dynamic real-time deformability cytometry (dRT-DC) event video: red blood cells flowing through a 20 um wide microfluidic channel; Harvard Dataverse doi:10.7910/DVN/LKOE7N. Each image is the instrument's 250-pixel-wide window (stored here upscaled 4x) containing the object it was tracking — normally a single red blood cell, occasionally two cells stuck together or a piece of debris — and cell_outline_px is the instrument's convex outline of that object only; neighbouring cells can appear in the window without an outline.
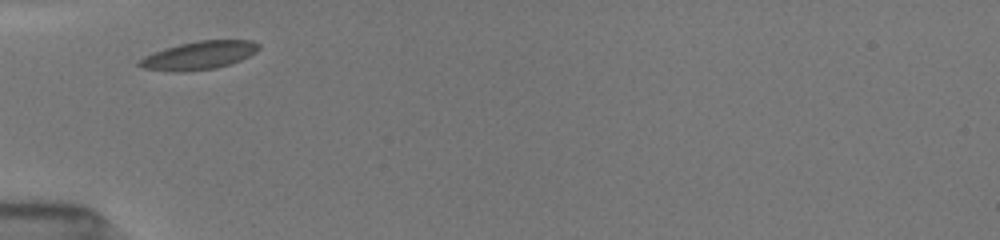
{"species": "common noctule bat (a hibernating species)", "species_latin": "Nyctalus noctula", "temperature_condition": "room temperature", "stored_images_in_passage": 34, "camera_frame_rate_fps": 3000, "um_per_image_px": 0.085, "animal": {"sex": "female", "body_mass_g": 19.5, "forearm_length_mm": 54.1}, "frame": {"image": 1, "passage_image": 1, "time_ms": 0.0, "image_size_px": [1000, 240], "cell_outline_px": [[260, 48], [256, 52], [240, 60], [216, 68], [188, 72], [176, 72], [144, 68], [136, 64], [136, 60], [144, 56], [164, 48], [180, 44], [200, 40], [252, 40], [260, 44]], "centroid_in_image_um": [16.89, 4.71], "position_along_channel_um": 68.1, "area_um2": 19.71}}
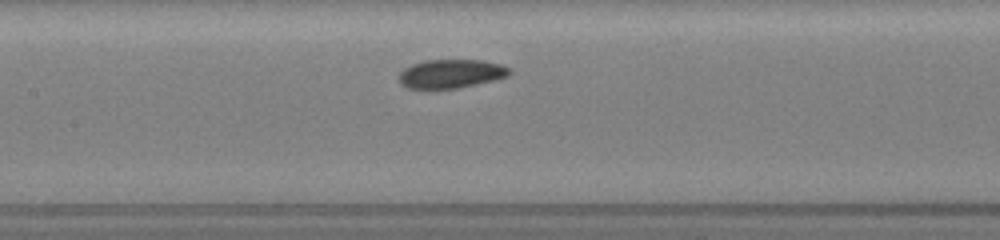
{"frame": {"image": 2, "passage_image": 11, "time_ms": 2.667, "image_size_px": [1000, 240], "cell_outline_px": [[512, 72], [508, 76], [460, 88], [432, 92], [408, 88], [400, 84], [400, 72], [404, 68], [412, 64], [424, 60], [480, 60], [500, 64], [508, 68]], "centroid_in_image_um": [38.26, 6.31], "position_along_channel_um": 169.1, "area_um2": 19.07}}
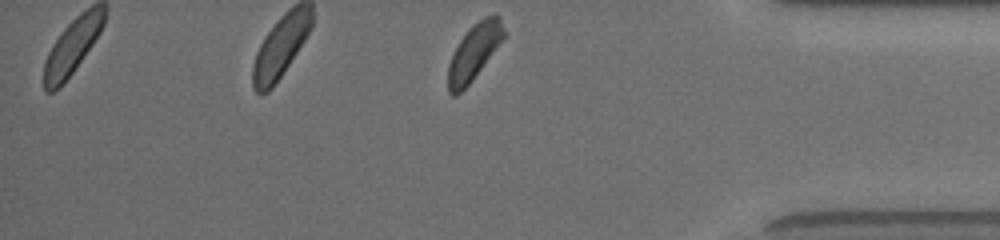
{"frame": {"image": 3, "passage_image": 34, "time_ms": 9.0, "image_size_px": [1000, 240], "cell_outline_px": [[504, 36], [472, 80], [456, 96], [452, 96], [448, 92], [448, 64], [460, 40], [468, 28], [476, 20], [484, 16], [496, 12], [500, 16], [504, 32]], "centroid_in_image_um": [40.27, 4.37], "position_along_channel_um": 394.9, "area_um2": 17.86}, "authors_computed_cell_mechanics": {"area_um2": 18.8717, "velocity_mm_per_s": 3.8772, "shape_relaxation_time_tau1_ms": 2.1946, "shape_relaxation_time_tau2_ms": null, "deformation_change_tau1": 0.0975, "deformation_change_tau2": null}}